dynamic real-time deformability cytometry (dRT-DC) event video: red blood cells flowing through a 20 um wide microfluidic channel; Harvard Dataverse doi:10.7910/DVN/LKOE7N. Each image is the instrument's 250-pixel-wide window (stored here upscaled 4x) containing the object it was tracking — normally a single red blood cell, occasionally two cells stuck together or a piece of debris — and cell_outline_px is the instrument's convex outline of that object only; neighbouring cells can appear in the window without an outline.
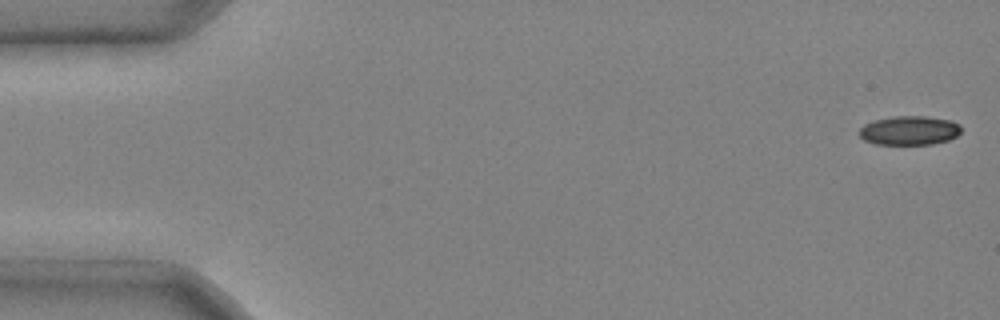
{"species": "common noctule bat (a hibernating species)", "species_latin": "Nyctalus noctula", "temperature_condition": "cold", "stored_images_in_passage": 5, "camera_frame_rate_fps": 3000, "um_per_image_px": 0.085, "animal": {"sex": "male", "body_mass_g": 20.4}, "frame": {"image": 1, "passage_image": 1, "time_ms": 0.0, "image_size_px": [1000, 320], "cell_outline_px": [[960, 132], [956, 136], [948, 140], [932, 144], [876, 144], [864, 140], [856, 132], [864, 124], [872, 120], [892, 116], [924, 116], [952, 120], [960, 124]], "centroid_in_image_um": [77.26, 11.08], "position_along_channel_um": 7.7, "area_um2": 17.46}}
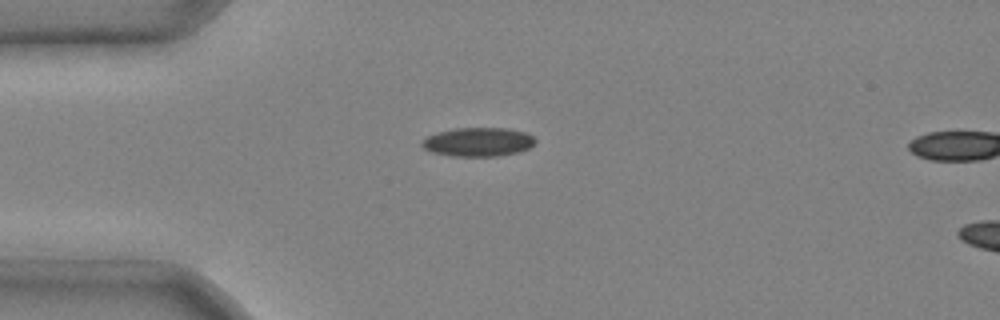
{"frame": {"image": 2, "passage_image": 4, "time_ms": 1.0, "image_size_px": [1000, 320], "cell_outline_px": [[536, 144], [528, 148], [516, 152], [496, 156], [452, 156], [432, 152], [424, 148], [420, 144], [428, 136], [436, 132], [456, 128], [508, 128], [528, 132], [536, 140]], "centroid_in_image_um": [40.66, 12.05], "position_along_channel_um": 44.3, "area_um2": 19.07}}